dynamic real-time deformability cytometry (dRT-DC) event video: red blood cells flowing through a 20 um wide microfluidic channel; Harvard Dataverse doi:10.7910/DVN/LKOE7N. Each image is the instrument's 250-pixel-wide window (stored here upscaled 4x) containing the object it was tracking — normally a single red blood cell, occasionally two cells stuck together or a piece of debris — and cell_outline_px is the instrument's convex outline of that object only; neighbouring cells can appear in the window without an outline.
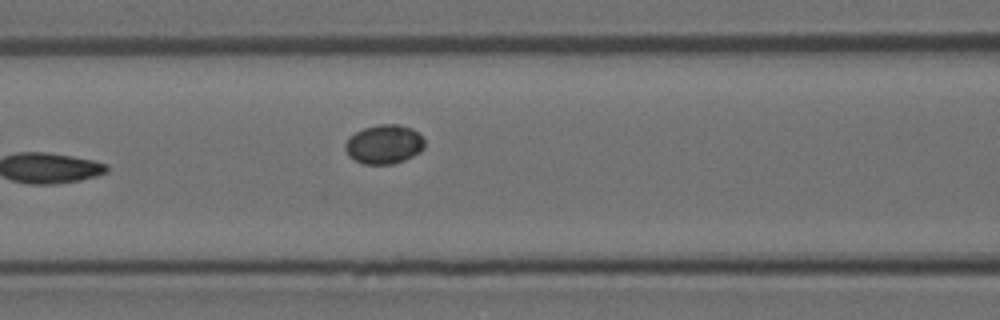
{"species": "Egyptian fruit bat (a non-hibernating species)", "species_latin": "Rousettus aegyptiacus", "temperature_condition": "room temperature", "stored_images_in_passage": 7, "camera_frame_rate_fps": 3000, "um_per_image_px": 0.085, "animal": {"sex": "female"}, "frame": {"image": 1, "passage_image": 7, "time_ms": 2.0, "image_size_px": [1000, 320], "cell_outline_px": [[424, 148], [420, 152], [404, 160], [392, 164], [364, 164], [348, 156], [344, 148], [344, 144], [356, 132], [364, 128], [380, 124], [396, 124], [412, 128], [424, 140]], "centroid_in_image_um": [32.64, 12.27], "position_along_channel_um": 134.0, "area_um2": 17.92}}